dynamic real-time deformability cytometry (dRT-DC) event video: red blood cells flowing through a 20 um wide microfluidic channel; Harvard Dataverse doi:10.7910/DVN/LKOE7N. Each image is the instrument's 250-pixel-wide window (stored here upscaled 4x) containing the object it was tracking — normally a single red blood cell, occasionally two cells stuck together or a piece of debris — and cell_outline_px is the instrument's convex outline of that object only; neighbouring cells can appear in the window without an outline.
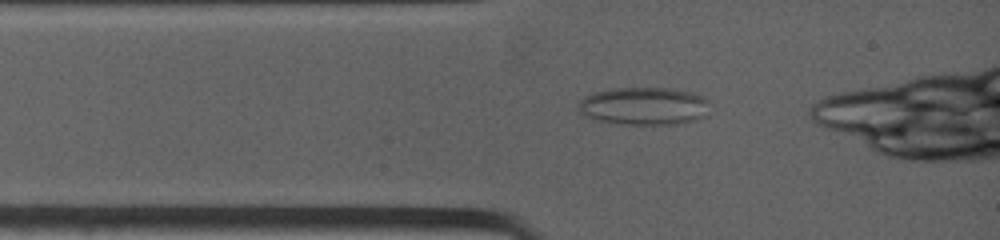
{"species": "common noctule bat (a hibernating species)", "species_latin": "Nyctalus noctula", "temperature_condition": "warm", "stored_images_in_passage": 8, "camera_frame_rate_fps": 4500, "um_per_image_px": 0.085, "animal": {"sex": "female", "body_mass_g": 19.0, "forearm_length_mm": 53.3}, "frame": {"image": 1, "passage_image": 2, "time_ms": 0.667, "image_size_px": [1000, 240], "cell_outline_px": [[708, 116], [696, 120], [676, 124], [620, 124], [600, 120], [588, 116], [580, 112], [576, 104], [584, 96], [592, 92], [612, 88], [672, 88], [692, 92], [704, 96], [708, 100]], "centroid_in_image_um": [54.77, 9.0], "position_along_channel_um": 30.2, "area_um2": 29.25}}
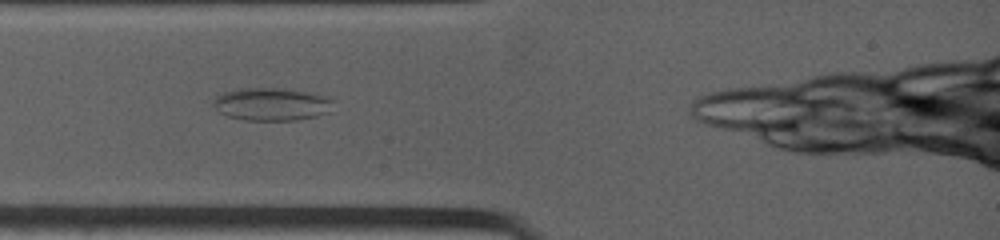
{"frame": {"image": 2, "passage_image": 3, "time_ms": 1.556, "image_size_px": [1000, 240], "cell_outline_px": [[332, 112], [316, 116], [296, 120], [244, 120], [228, 116], [220, 112], [212, 104], [212, 100], [216, 96], [224, 92], [240, 88], [284, 88], [316, 92], [328, 96], [332, 100]], "centroid_in_image_um": [23.13, 8.84], "position_along_channel_um": 61.9, "area_um2": 23.35}}
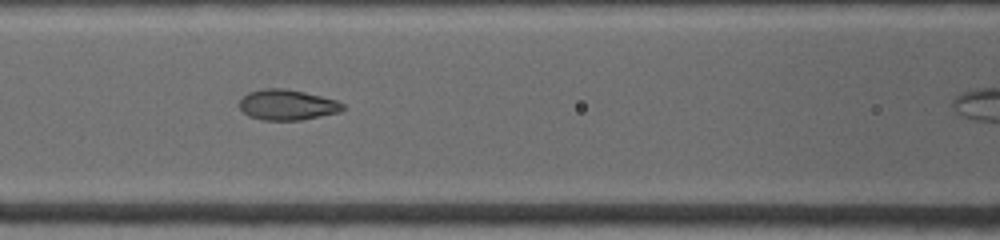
{"frame": {"image": 3, "passage_image": 6, "time_ms": 3.556, "image_size_px": [1000, 240], "cell_outline_px": [[348, 108], [340, 112], [300, 120], [264, 120], [248, 116], [240, 108], [240, 100], [248, 92], [264, 88], [284, 88], [304, 92], [336, 100], [344, 104]], "centroid_in_image_um": [24.44, 8.91], "position_along_channel_um": 142.2, "area_um2": 18.38}}